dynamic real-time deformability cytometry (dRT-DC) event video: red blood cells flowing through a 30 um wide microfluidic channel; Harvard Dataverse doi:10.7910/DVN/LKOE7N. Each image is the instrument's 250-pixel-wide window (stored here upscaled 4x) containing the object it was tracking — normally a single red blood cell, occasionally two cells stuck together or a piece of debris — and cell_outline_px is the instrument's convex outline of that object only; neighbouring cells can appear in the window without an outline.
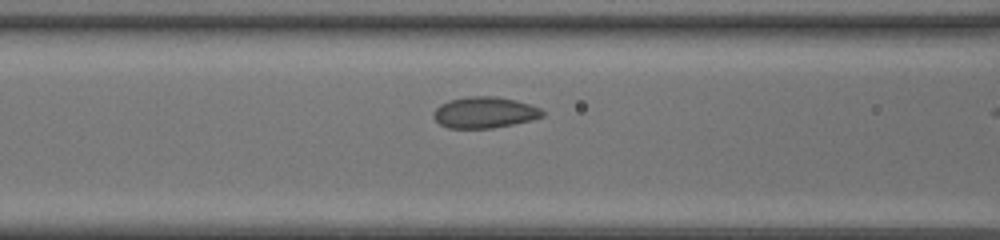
{"species": "common noctule bat (a hibernating species)", "species_latin": "Nyctalus noctula", "temperature_condition": "room temperature", "stored_images_in_passage": 11, "camera_frame_rate_fps": 3000, "um_per_image_px": 0.085, "animal": {"sex": "female", "body_mass_g": 20.0, "forearm_length_mm": 54.0}, "frame": {"image": 1, "passage_image": 10, "time_ms": 3.0, "image_size_px": [1000, 240], "cell_outline_px": [[544, 116], [532, 120], [492, 128], [448, 128], [440, 124], [432, 116], [432, 112], [440, 104], [448, 100], [468, 96], [496, 96], [516, 100], [540, 108], [544, 112]], "centroid_in_image_um": [41.16, 9.55], "position_along_channel_um": 125.4, "area_um2": 19.88}}